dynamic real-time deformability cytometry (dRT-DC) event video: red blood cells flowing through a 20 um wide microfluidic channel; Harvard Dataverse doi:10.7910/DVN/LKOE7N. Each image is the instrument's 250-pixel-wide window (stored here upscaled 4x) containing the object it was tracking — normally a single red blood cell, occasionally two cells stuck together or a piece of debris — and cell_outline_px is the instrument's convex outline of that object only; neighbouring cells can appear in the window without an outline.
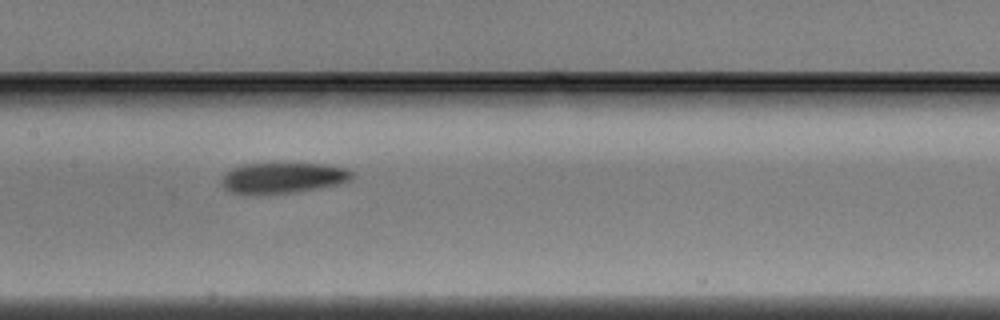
{"species": "Egyptian fruit bat (a non-hibernating species)", "species_latin": "Rousettus aegyptiacus", "temperature_condition": "warm", "stored_images_in_passage": 8, "camera_frame_rate_fps": 3000, "um_per_image_px": 0.085, "animal": {"sex": "male"}, "frame": {"image": 1, "passage_image": 5, "time_ms": 1.333, "image_size_px": [1000, 320], "cell_outline_px": [[352, 180], [344, 184], [296, 192], [268, 196], [252, 196], [228, 192], [220, 184], [224, 176], [232, 168], [244, 164], [324, 164], [344, 168], [352, 172]], "centroid_in_image_um": [24.02, 15.17], "position_along_channel_um": 183.4, "area_um2": 23.99}}
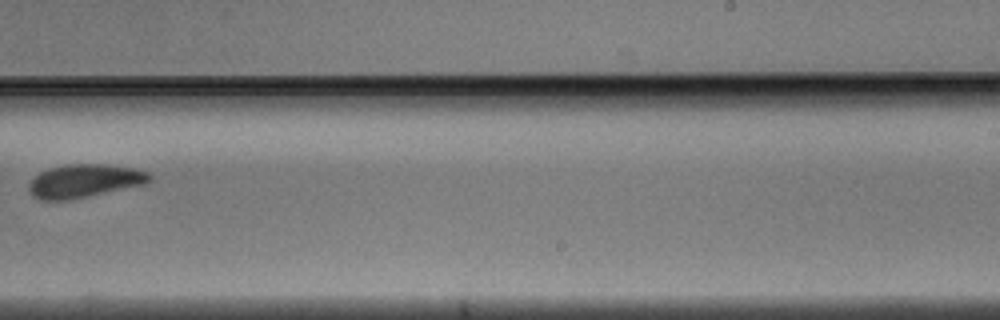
{"frame": {"image": 2, "passage_image": 7, "time_ms": 2.0, "image_size_px": [1000, 320], "cell_outline_px": [[152, 180], [144, 184], [88, 196], [68, 200], [40, 200], [32, 196], [28, 188], [28, 184], [40, 172], [48, 168], [68, 164], [108, 164], [132, 168], [148, 172], [152, 176]], "centroid_in_image_um": [7.16, 15.37], "position_along_channel_um": 281.8, "area_um2": 23.35}}
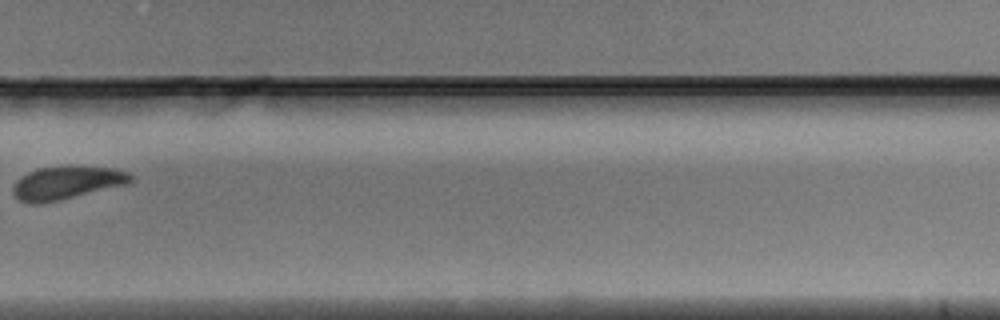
{"frame": {"image": 3, "passage_image": 8, "time_ms": 2.333, "image_size_px": [1000, 320], "cell_outline_px": [[132, 180], [128, 184], [44, 204], [28, 204], [20, 200], [12, 192], [12, 188], [16, 180], [20, 176], [28, 172], [40, 168], [68, 164], [112, 168], [128, 172], [132, 176]], "centroid_in_image_um": [5.65, 15.52], "position_along_channel_um": 324.2, "area_um2": 23.29}}